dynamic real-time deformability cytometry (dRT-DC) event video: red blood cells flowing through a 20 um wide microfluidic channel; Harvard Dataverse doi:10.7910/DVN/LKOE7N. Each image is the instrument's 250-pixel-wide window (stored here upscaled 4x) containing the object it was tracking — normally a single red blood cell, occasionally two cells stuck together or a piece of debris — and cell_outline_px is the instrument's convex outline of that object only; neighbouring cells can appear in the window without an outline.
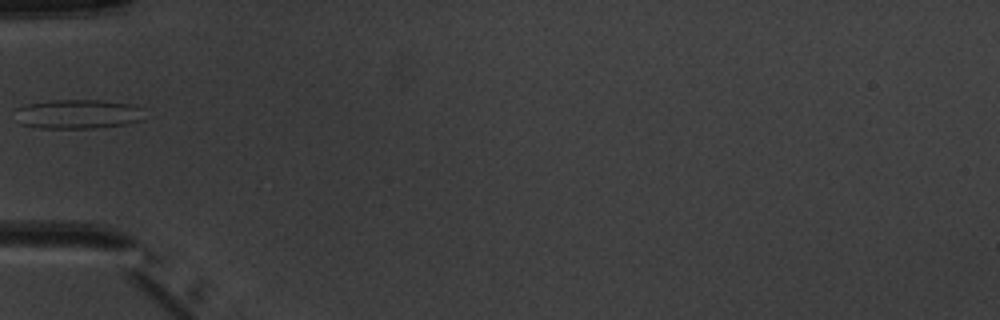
{"species": "common noctule bat (a hibernating species)", "species_latin": "Nyctalus noctula", "temperature_condition": "warm", "stored_images_in_passage": 5, "camera_frame_rate_fps": 3000, "um_per_image_px": 0.085, "animal": {"sex": "male", "body_mass_g": 20.1, "forearm_length_mm": 53.5}, "frame": {"image": 1, "passage_image": 5, "time_ms": 4.333, "image_size_px": [1000, 320], "cell_outline_px": [[140, 120], [124, 124], [100, 128], [40, 128], [20, 124], [16, 108], [24, 104], [48, 100], [104, 100], [132, 104], [140, 108]], "centroid_in_image_um": [6.56, 9.69], "position_along_channel_um": 78.4, "area_um2": 21.96}}